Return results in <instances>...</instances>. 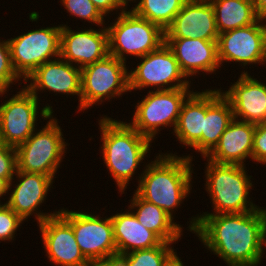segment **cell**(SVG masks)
<instances>
[{
    "instance_id": "cell-1",
    "label": "cell",
    "mask_w": 266,
    "mask_h": 266,
    "mask_svg": "<svg viewBox=\"0 0 266 266\" xmlns=\"http://www.w3.org/2000/svg\"><path fill=\"white\" fill-rule=\"evenodd\" d=\"M187 231L227 266H260L266 244V207L246 213L196 215Z\"/></svg>"
},
{
    "instance_id": "cell-2",
    "label": "cell",
    "mask_w": 266,
    "mask_h": 266,
    "mask_svg": "<svg viewBox=\"0 0 266 266\" xmlns=\"http://www.w3.org/2000/svg\"><path fill=\"white\" fill-rule=\"evenodd\" d=\"M97 120L100 132L98 134L102 143L99 147L100 156L109 172L108 175H111L117 185L118 194H126L130 181L136 179L138 184L142 175L139 171L140 166L143 163L142 168L149 163L145 159H148V156L150 158L149 153L154 147L152 146L154 142L135 130L127 119L121 121L103 114Z\"/></svg>"
},
{
    "instance_id": "cell-3",
    "label": "cell",
    "mask_w": 266,
    "mask_h": 266,
    "mask_svg": "<svg viewBox=\"0 0 266 266\" xmlns=\"http://www.w3.org/2000/svg\"><path fill=\"white\" fill-rule=\"evenodd\" d=\"M185 154L180 156L170 150L156 153L154 160H149L140 170L142 175L134 190L142 199L157 205L173 219L187 197L189 200L195 183V156Z\"/></svg>"
},
{
    "instance_id": "cell-4",
    "label": "cell",
    "mask_w": 266,
    "mask_h": 266,
    "mask_svg": "<svg viewBox=\"0 0 266 266\" xmlns=\"http://www.w3.org/2000/svg\"><path fill=\"white\" fill-rule=\"evenodd\" d=\"M204 189L210 198L213 210L196 215L246 213L257 210L260 206L252 200L250 194L255 188L252 175L247 167L239 164H218L205 157ZM252 179V180H251ZM254 186V187H253ZM252 196V197H251Z\"/></svg>"
},
{
    "instance_id": "cell-5",
    "label": "cell",
    "mask_w": 266,
    "mask_h": 266,
    "mask_svg": "<svg viewBox=\"0 0 266 266\" xmlns=\"http://www.w3.org/2000/svg\"><path fill=\"white\" fill-rule=\"evenodd\" d=\"M58 120L52 114L44 126L38 127L24 143L16 147L17 170L57 178L70 145Z\"/></svg>"
},
{
    "instance_id": "cell-6",
    "label": "cell",
    "mask_w": 266,
    "mask_h": 266,
    "mask_svg": "<svg viewBox=\"0 0 266 266\" xmlns=\"http://www.w3.org/2000/svg\"><path fill=\"white\" fill-rule=\"evenodd\" d=\"M114 18V22L108 19L106 22L109 55L125 63L132 57H143L165 43V31L132 10H123Z\"/></svg>"
},
{
    "instance_id": "cell-7",
    "label": "cell",
    "mask_w": 266,
    "mask_h": 266,
    "mask_svg": "<svg viewBox=\"0 0 266 266\" xmlns=\"http://www.w3.org/2000/svg\"><path fill=\"white\" fill-rule=\"evenodd\" d=\"M9 92L0 91V99L5 98L0 101V142L16 148L39 127L38 121L45 122L55 111L51 102L40 103L24 85L16 94Z\"/></svg>"
},
{
    "instance_id": "cell-8",
    "label": "cell",
    "mask_w": 266,
    "mask_h": 266,
    "mask_svg": "<svg viewBox=\"0 0 266 266\" xmlns=\"http://www.w3.org/2000/svg\"><path fill=\"white\" fill-rule=\"evenodd\" d=\"M126 64L130 63L108 55L81 68L80 113L128 94L129 66Z\"/></svg>"
},
{
    "instance_id": "cell-9",
    "label": "cell",
    "mask_w": 266,
    "mask_h": 266,
    "mask_svg": "<svg viewBox=\"0 0 266 266\" xmlns=\"http://www.w3.org/2000/svg\"><path fill=\"white\" fill-rule=\"evenodd\" d=\"M192 89V90H191ZM194 88L149 91L135 104L129 124L155 144L160 131L166 128L173 133L183 102Z\"/></svg>"
},
{
    "instance_id": "cell-10",
    "label": "cell",
    "mask_w": 266,
    "mask_h": 266,
    "mask_svg": "<svg viewBox=\"0 0 266 266\" xmlns=\"http://www.w3.org/2000/svg\"><path fill=\"white\" fill-rule=\"evenodd\" d=\"M139 62L128 69L129 93L132 91H159L179 88H191V83L181 71L171 49L163 43L158 49L137 58ZM192 84V85H191ZM147 89V90H144ZM142 90V91H141Z\"/></svg>"
},
{
    "instance_id": "cell-11",
    "label": "cell",
    "mask_w": 266,
    "mask_h": 266,
    "mask_svg": "<svg viewBox=\"0 0 266 266\" xmlns=\"http://www.w3.org/2000/svg\"><path fill=\"white\" fill-rule=\"evenodd\" d=\"M7 40L13 69L24 81L39 66L60 57L61 25H42Z\"/></svg>"
},
{
    "instance_id": "cell-12",
    "label": "cell",
    "mask_w": 266,
    "mask_h": 266,
    "mask_svg": "<svg viewBox=\"0 0 266 266\" xmlns=\"http://www.w3.org/2000/svg\"><path fill=\"white\" fill-rule=\"evenodd\" d=\"M59 214L72 226L81 253L87 260L117 255L112 220L101 213L60 207ZM102 215V217H101Z\"/></svg>"
},
{
    "instance_id": "cell-13",
    "label": "cell",
    "mask_w": 266,
    "mask_h": 266,
    "mask_svg": "<svg viewBox=\"0 0 266 266\" xmlns=\"http://www.w3.org/2000/svg\"><path fill=\"white\" fill-rule=\"evenodd\" d=\"M54 181L52 177L41 173L17 170L15 177L9 183L6 204L25 222L32 218L30 216H33L35 220L32 221L39 224L60 212V209L57 211V208L53 211L49 210L50 213L43 212L41 209V206L46 204L48 192H52L51 188L54 189Z\"/></svg>"
},
{
    "instance_id": "cell-14",
    "label": "cell",
    "mask_w": 266,
    "mask_h": 266,
    "mask_svg": "<svg viewBox=\"0 0 266 266\" xmlns=\"http://www.w3.org/2000/svg\"><path fill=\"white\" fill-rule=\"evenodd\" d=\"M264 34L265 21L260 19L249 26L219 34L217 49L221 68L235 62L241 69H245L241 73H249L246 70L248 66L249 69L262 66Z\"/></svg>"
},
{
    "instance_id": "cell-15",
    "label": "cell",
    "mask_w": 266,
    "mask_h": 266,
    "mask_svg": "<svg viewBox=\"0 0 266 266\" xmlns=\"http://www.w3.org/2000/svg\"><path fill=\"white\" fill-rule=\"evenodd\" d=\"M28 83V84H27ZM24 86L38 99L41 94L49 92V95L61 94L78 98L76 107L80 113L81 100V68L65 61L61 57L47 61L39 66L24 80ZM41 93V94H40ZM40 97V98H39Z\"/></svg>"
},
{
    "instance_id": "cell-16",
    "label": "cell",
    "mask_w": 266,
    "mask_h": 266,
    "mask_svg": "<svg viewBox=\"0 0 266 266\" xmlns=\"http://www.w3.org/2000/svg\"><path fill=\"white\" fill-rule=\"evenodd\" d=\"M61 25L60 57L65 61L83 68L106 58L109 55L108 32L106 26H82L72 29ZM83 27H86L83 29ZM81 28V29H80ZM89 28V29H88Z\"/></svg>"
},
{
    "instance_id": "cell-17",
    "label": "cell",
    "mask_w": 266,
    "mask_h": 266,
    "mask_svg": "<svg viewBox=\"0 0 266 266\" xmlns=\"http://www.w3.org/2000/svg\"><path fill=\"white\" fill-rule=\"evenodd\" d=\"M37 226L49 263L55 266H83L88 261L80 251L72 226L59 213Z\"/></svg>"
},
{
    "instance_id": "cell-18",
    "label": "cell",
    "mask_w": 266,
    "mask_h": 266,
    "mask_svg": "<svg viewBox=\"0 0 266 266\" xmlns=\"http://www.w3.org/2000/svg\"><path fill=\"white\" fill-rule=\"evenodd\" d=\"M251 72L241 73L236 82L226 86L228 90L220 89L230 101L234 119L256 125L266 123V83Z\"/></svg>"
},
{
    "instance_id": "cell-19",
    "label": "cell",
    "mask_w": 266,
    "mask_h": 266,
    "mask_svg": "<svg viewBox=\"0 0 266 266\" xmlns=\"http://www.w3.org/2000/svg\"><path fill=\"white\" fill-rule=\"evenodd\" d=\"M165 43L189 80L195 81L198 75H203V78L206 74L216 75L219 73L218 69L222 70L218 59L217 41L199 38H165Z\"/></svg>"
},
{
    "instance_id": "cell-20",
    "label": "cell",
    "mask_w": 266,
    "mask_h": 266,
    "mask_svg": "<svg viewBox=\"0 0 266 266\" xmlns=\"http://www.w3.org/2000/svg\"><path fill=\"white\" fill-rule=\"evenodd\" d=\"M218 36L210 0H187L172 24L165 30V38L217 41Z\"/></svg>"
},
{
    "instance_id": "cell-21",
    "label": "cell",
    "mask_w": 266,
    "mask_h": 266,
    "mask_svg": "<svg viewBox=\"0 0 266 266\" xmlns=\"http://www.w3.org/2000/svg\"><path fill=\"white\" fill-rule=\"evenodd\" d=\"M254 132L255 124L233 119L205 158L218 164L247 166V160L252 161Z\"/></svg>"
},
{
    "instance_id": "cell-22",
    "label": "cell",
    "mask_w": 266,
    "mask_h": 266,
    "mask_svg": "<svg viewBox=\"0 0 266 266\" xmlns=\"http://www.w3.org/2000/svg\"><path fill=\"white\" fill-rule=\"evenodd\" d=\"M206 115V89H195L183 102L173 136L181 146L201 154L202 130ZM192 148V149H191Z\"/></svg>"
},
{
    "instance_id": "cell-23",
    "label": "cell",
    "mask_w": 266,
    "mask_h": 266,
    "mask_svg": "<svg viewBox=\"0 0 266 266\" xmlns=\"http://www.w3.org/2000/svg\"><path fill=\"white\" fill-rule=\"evenodd\" d=\"M122 210L110 215L117 255L151 249L163 242L154 232L141 225L129 208Z\"/></svg>"
},
{
    "instance_id": "cell-24",
    "label": "cell",
    "mask_w": 266,
    "mask_h": 266,
    "mask_svg": "<svg viewBox=\"0 0 266 266\" xmlns=\"http://www.w3.org/2000/svg\"><path fill=\"white\" fill-rule=\"evenodd\" d=\"M234 114L230 101L220 88H206V115L202 130V158L218 144L221 135L233 121Z\"/></svg>"
},
{
    "instance_id": "cell-25",
    "label": "cell",
    "mask_w": 266,
    "mask_h": 266,
    "mask_svg": "<svg viewBox=\"0 0 266 266\" xmlns=\"http://www.w3.org/2000/svg\"><path fill=\"white\" fill-rule=\"evenodd\" d=\"M129 208L146 229L154 232L163 242L178 243L184 234L183 225L176 222L163 209L132 192Z\"/></svg>"
},
{
    "instance_id": "cell-26",
    "label": "cell",
    "mask_w": 266,
    "mask_h": 266,
    "mask_svg": "<svg viewBox=\"0 0 266 266\" xmlns=\"http://www.w3.org/2000/svg\"><path fill=\"white\" fill-rule=\"evenodd\" d=\"M219 34L254 24L259 18L253 0H210Z\"/></svg>"
},
{
    "instance_id": "cell-27",
    "label": "cell",
    "mask_w": 266,
    "mask_h": 266,
    "mask_svg": "<svg viewBox=\"0 0 266 266\" xmlns=\"http://www.w3.org/2000/svg\"><path fill=\"white\" fill-rule=\"evenodd\" d=\"M187 0H139L131 9L135 14L157 24L164 31Z\"/></svg>"
},
{
    "instance_id": "cell-28",
    "label": "cell",
    "mask_w": 266,
    "mask_h": 266,
    "mask_svg": "<svg viewBox=\"0 0 266 266\" xmlns=\"http://www.w3.org/2000/svg\"><path fill=\"white\" fill-rule=\"evenodd\" d=\"M174 244L177 243L162 242L151 249L134 250L119 255V259L122 266H165L177 253Z\"/></svg>"
},
{
    "instance_id": "cell-29",
    "label": "cell",
    "mask_w": 266,
    "mask_h": 266,
    "mask_svg": "<svg viewBox=\"0 0 266 266\" xmlns=\"http://www.w3.org/2000/svg\"><path fill=\"white\" fill-rule=\"evenodd\" d=\"M60 4L62 5L64 10H66L69 14V17L74 16L73 18L82 21L84 20V23L87 21L88 23H91V27L93 24L95 27L99 26H106L107 21H105L107 18L100 12V10L93 4L91 0H59Z\"/></svg>"
},
{
    "instance_id": "cell-30",
    "label": "cell",
    "mask_w": 266,
    "mask_h": 266,
    "mask_svg": "<svg viewBox=\"0 0 266 266\" xmlns=\"http://www.w3.org/2000/svg\"><path fill=\"white\" fill-rule=\"evenodd\" d=\"M17 83L18 86L16 88L18 90L22 87L24 81L13 69L8 40L0 39V91L11 90L13 93L12 87H14L15 84L17 85Z\"/></svg>"
},
{
    "instance_id": "cell-31",
    "label": "cell",
    "mask_w": 266,
    "mask_h": 266,
    "mask_svg": "<svg viewBox=\"0 0 266 266\" xmlns=\"http://www.w3.org/2000/svg\"><path fill=\"white\" fill-rule=\"evenodd\" d=\"M24 222L6 203L0 204V243L14 242Z\"/></svg>"
},
{
    "instance_id": "cell-32",
    "label": "cell",
    "mask_w": 266,
    "mask_h": 266,
    "mask_svg": "<svg viewBox=\"0 0 266 266\" xmlns=\"http://www.w3.org/2000/svg\"><path fill=\"white\" fill-rule=\"evenodd\" d=\"M17 171L16 148L0 142V177L8 183L13 179Z\"/></svg>"
},
{
    "instance_id": "cell-33",
    "label": "cell",
    "mask_w": 266,
    "mask_h": 266,
    "mask_svg": "<svg viewBox=\"0 0 266 266\" xmlns=\"http://www.w3.org/2000/svg\"><path fill=\"white\" fill-rule=\"evenodd\" d=\"M252 162L266 166V123L255 125Z\"/></svg>"
},
{
    "instance_id": "cell-34",
    "label": "cell",
    "mask_w": 266,
    "mask_h": 266,
    "mask_svg": "<svg viewBox=\"0 0 266 266\" xmlns=\"http://www.w3.org/2000/svg\"><path fill=\"white\" fill-rule=\"evenodd\" d=\"M91 1L100 10V12L108 19H111L109 17H111L113 14L118 15L123 11V9L119 6L116 0H91Z\"/></svg>"
},
{
    "instance_id": "cell-35",
    "label": "cell",
    "mask_w": 266,
    "mask_h": 266,
    "mask_svg": "<svg viewBox=\"0 0 266 266\" xmlns=\"http://www.w3.org/2000/svg\"><path fill=\"white\" fill-rule=\"evenodd\" d=\"M83 266H122L119 255L88 260Z\"/></svg>"
},
{
    "instance_id": "cell-36",
    "label": "cell",
    "mask_w": 266,
    "mask_h": 266,
    "mask_svg": "<svg viewBox=\"0 0 266 266\" xmlns=\"http://www.w3.org/2000/svg\"><path fill=\"white\" fill-rule=\"evenodd\" d=\"M253 3L258 18L266 21V0H253Z\"/></svg>"
},
{
    "instance_id": "cell-37",
    "label": "cell",
    "mask_w": 266,
    "mask_h": 266,
    "mask_svg": "<svg viewBox=\"0 0 266 266\" xmlns=\"http://www.w3.org/2000/svg\"><path fill=\"white\" fill-rule=\"evenodd\" d=\"M8 188L9 183L4 178L0 177V204L6 203L8 197ZM1 200H4V202Z\"/></svg>"
},
{
    "instance_id": "cell-38",
    "label": "cell",
    "mask_w": 266,
    "mask_h": 266,
    "mask_svg": "<svg viewBox=\"0 0 266 266\" xmlns=\"http://www.w3.org/2000/svg\"><path fill=\"white\" fill-rule=\"evenodd\" d=\"M181 256L176 253L165 266H187Z\"/></svg>"
},
{
    "instance_id": "cell-39",
    "label": "cell",
    "mask_w": 266,
    "mask_h": 266,
    "mask_svg": "<svg viewBox=\"0 0 266 266\" xmlns=\"http://www.w3.org/2000/svg\"><path fill=\"white\" fill-rule=\"evenodd\" d=\"M116 1H117V3L119 4V6L123 10H131L133 8V6H135L137 4V2L139 0H116ZM132 3H134V4L132 5V7H130Z\"/></svg>"
},
{
    "instance_id": "cell-40",
    "label": "cell",
    "mask_w": 266,
    "mask_h": 266,
    "mask_svg": "<svg viewBox=\"0 0 266 266\" xmlns=\"http://www.w3.org/2000/svg\"><path fill=\"white\" fill-rule=\"evenodd\" d=\"M262 67L266 68V21H265V34H264Z\"/></svg>"
}]
</instances>
